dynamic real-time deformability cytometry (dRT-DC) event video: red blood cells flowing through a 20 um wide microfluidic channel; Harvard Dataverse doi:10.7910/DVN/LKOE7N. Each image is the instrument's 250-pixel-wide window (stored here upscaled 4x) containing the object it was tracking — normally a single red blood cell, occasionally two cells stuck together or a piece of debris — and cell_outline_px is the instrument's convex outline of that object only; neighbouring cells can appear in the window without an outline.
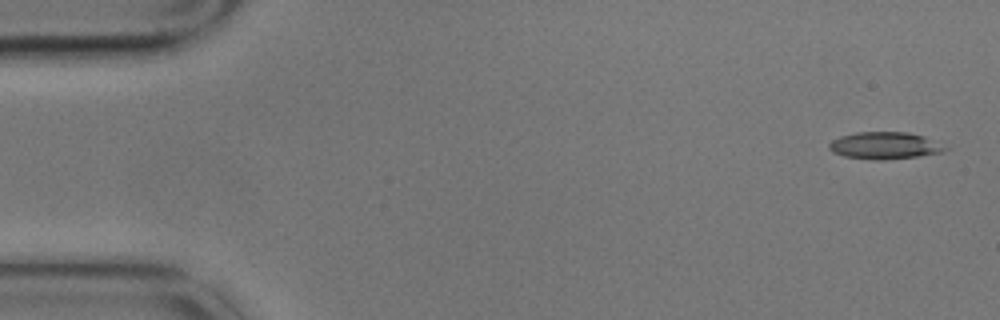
{"species": "common noctule bat (a hibernating species)", "species_latin": "Nyctalus noctula", "temperature_condition": "cold", "stored_images_in_passage": 6, "camera_frame_rate_fps": 3000, "um_per_image_px": 0.085, "animal": {"sex": "male", "body_mass_g": 17.9}, "frame": {"image": 1, "passage_image": 1, "time_ms": 0.0, "image_size_px": [1000, 320], "cell_outline_px": [[948, 148], [940, 152], [916, 156], [884, 160], [872, 160], [844, 156], [832, 152], [828, 148], [828, 144], [832, 140], [840, 136], [856, 132], [908, 132], [924, 136]], "centroid_in_image_um": [75.12, 12.37], "position_along_channel_um": 9.9, "area_um2": 18.15}}
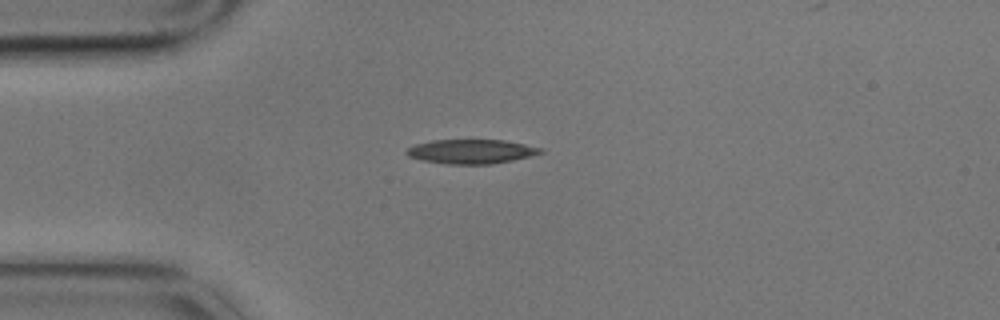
{"frame": {"image": 2, "passage_image": 4, "time_ms": 1.0, "image_size_px": [1000, 320], "cell_outline_px": [[544, 152], [512, 160], [492, 164], [448, 164], [424, 160], [408, 156], [404, 152], [408, 148], [416, 144], [432, 140], [504, 140], [544, 148]], "centroid_in_image_um": [40.06, 12.87], "position_along_channel_um": 44.9, "area_um2": 18.79}}